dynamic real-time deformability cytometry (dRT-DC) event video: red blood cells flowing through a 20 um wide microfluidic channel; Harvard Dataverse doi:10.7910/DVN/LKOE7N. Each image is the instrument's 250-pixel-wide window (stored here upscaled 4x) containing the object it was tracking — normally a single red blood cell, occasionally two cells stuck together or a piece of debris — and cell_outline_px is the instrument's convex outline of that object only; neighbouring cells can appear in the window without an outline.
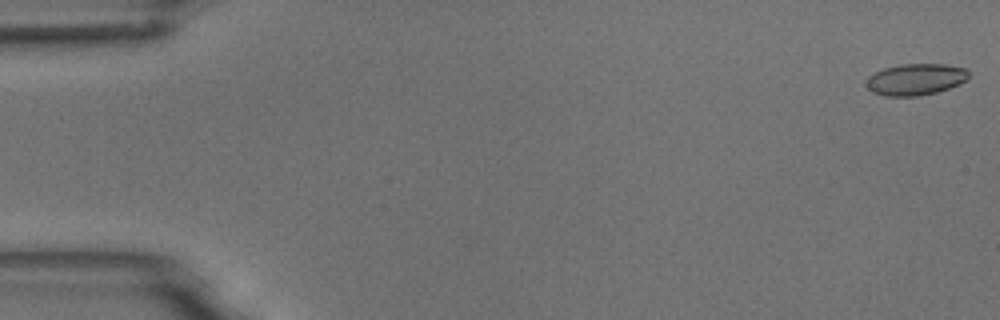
{"species": "common noctule bat (a hibernating species)", "species_latin": "Nyctalus noctula", "temperature_condition": "room temperature", "stored_images_in_passage": 54, "camera_frame_rate_fps": 3000, "um_per_image_px": 0.085, "animal": {"sex": "male", "body_mass_g": 18.8}, "frame": {"image": 1, "passage_image": 1, "time_ms": 0.0, "image_size_px": [1000, 320], "cell_outline_px": [[968, 76], [964, 80], [948, 88], [936, 92], [920, 96], [884, 96], [872, 92], [864, 84], [864, 80], [868, 76], [884, 68], [900, 64], [944, 64], [964, 68], [968, 72]], "centroid_in_image_um": [77.74, 6.75], "position_along_channel_um": 7.3, "area_um2": 18.73}}
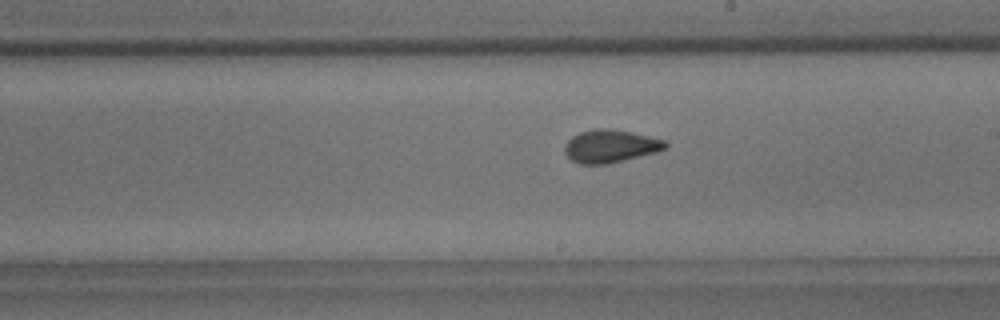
{"frame": {"image": 2, "passage_image": 31, "time_ms": 10.0, "image_size_px": [1000, 320], "cell_outline_px": [[668, 148], [656, 152], [608, 164], [580, 164], [572, 160], [564, 152], [564, 144], [572, 136], [580, 132], [596, 128], [608, 128], [648, 136], [664, 140], [668, 144]], "centroid_in_image_um": [51.86, 12.43], "position_along_channel_um": 237.1, "area_um2": 19.19}}
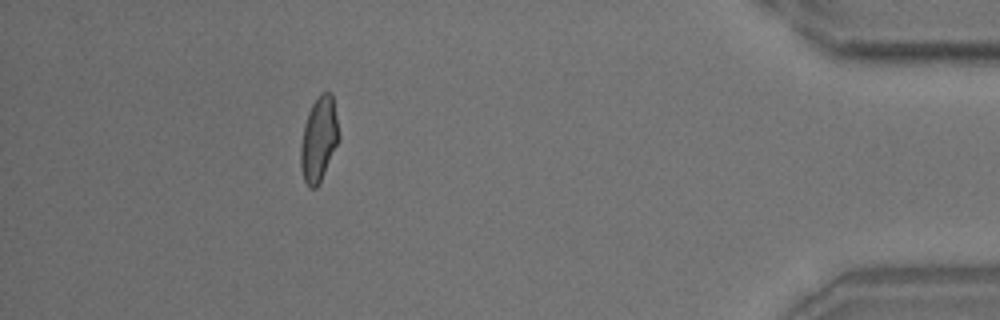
{"frame": {"image": 3, "passage_image": 49, "time_ms": 16.0, "image_size_px": [1000, 320], "cell_outline_px": [[340, 136], [324, 172], [316, 188], [308, 188], [304, 180], [300, 168], [300, 144], [304, 124], [308, 112], [312, 104], [320, 92], [332, 92]], "centroid_in_image_um": [27.08, 11.8], "position_along_channel_um": 408.1, "area_um2": 18.79}, "authors_computed_cell_mechanics": {"area_um2": 18.785, "velocity_mm_per_s": 3.7259, "shape_relaxation_time_tau1_ms": 9.5627, "shape_relaxation_time_tau2_ms": 1.3073, "deformation_change_tau1": 0.1893, "deformation_change_tau2": 0.0769}}